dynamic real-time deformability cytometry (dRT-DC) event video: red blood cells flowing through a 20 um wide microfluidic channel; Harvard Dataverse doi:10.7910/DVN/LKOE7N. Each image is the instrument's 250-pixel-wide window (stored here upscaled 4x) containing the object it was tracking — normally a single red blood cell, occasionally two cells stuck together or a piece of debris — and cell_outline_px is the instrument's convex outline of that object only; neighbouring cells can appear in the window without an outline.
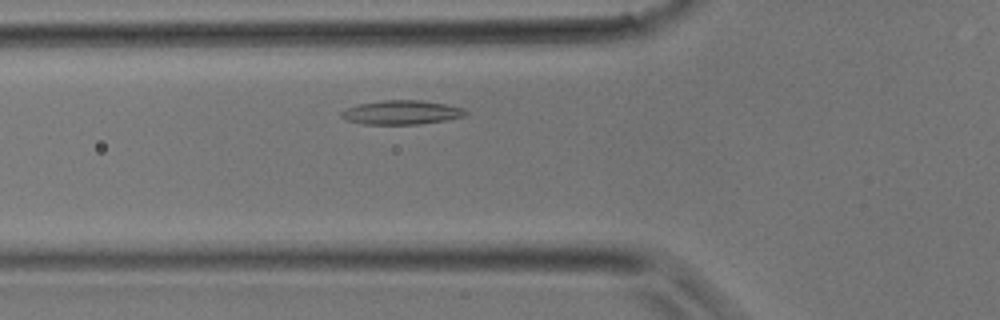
{"species": "common noctule bat (a hibernating species)", "species_latin": "Nyctalus noctula", "temperature_condition": "room temperature", "stored_images_in_passage": 18, "camera_frame_rate_fps": 3000, "um_per_image_px": 0.085, "animal": {"sex": "male", "body_mass_g": 17.9}, "frame": {"image": 1, "passage_image": 3, "time_ms": 0.667, "image_size_px": [1000, 320], "cell_outline_px": [[468, 112], [464, 116], [448, 120], [416, 124], [364, 124], [344, 120], [340, 116], [340, 112], [348, 108], [360, 104], [384, 100], [424, 100], [448, 104], [464, 108]], "centroid_in_image_um": [34.16, 9.55], "position_along_channel_um": 91.6, "area_um2": 17.51}}
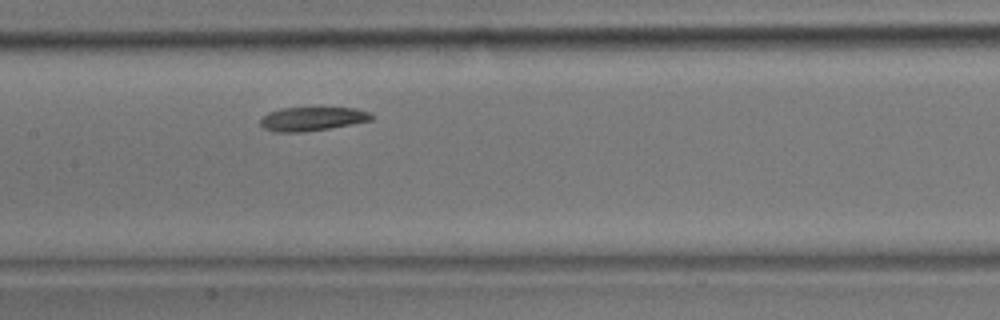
{"frame": {"image": 2, "passage_image": 8, "time_ms": 2.333, "image_size_px": [1000, 320], "cell_outline_px": [[372, 120], [328, 128], [304, 132], [276, 132], [264, 128], [260, 124], [260, 120], [268, 112], [284, 108], [356, 108], [368, 112], [372, 116]], "centroid_in_image_um": [26.51, 10.1], "position_along_channel_um": 180.9, "area_um2": 15.14}}
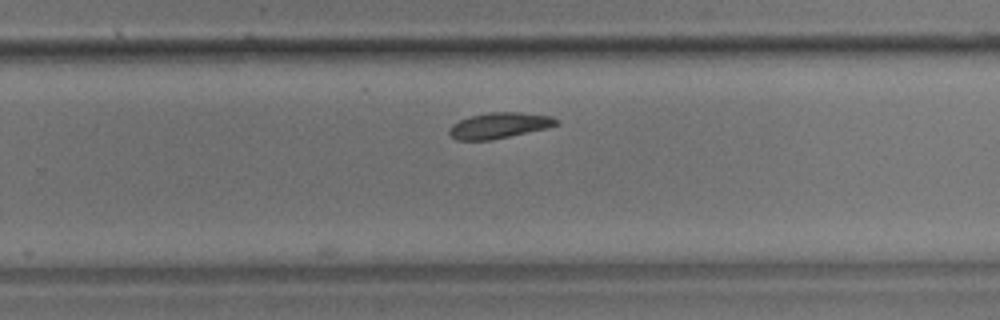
{"frame": {"image": 3, "passage_image": 14, "time_ms": 4.333, "image_size_px": [1000, 320], "cell_outline_px": [[560, 124], [548, 128], [492, 140], [456, 140], [448, 132], [448, 128], [452, 124], [468, 116], [488, 112], [520, 112], [552, 116], [560, 120]], "centroid_in_image_um": [42.46, 10.66], "position_along_channel_um": 287.3, "area_um2": 16.36}}